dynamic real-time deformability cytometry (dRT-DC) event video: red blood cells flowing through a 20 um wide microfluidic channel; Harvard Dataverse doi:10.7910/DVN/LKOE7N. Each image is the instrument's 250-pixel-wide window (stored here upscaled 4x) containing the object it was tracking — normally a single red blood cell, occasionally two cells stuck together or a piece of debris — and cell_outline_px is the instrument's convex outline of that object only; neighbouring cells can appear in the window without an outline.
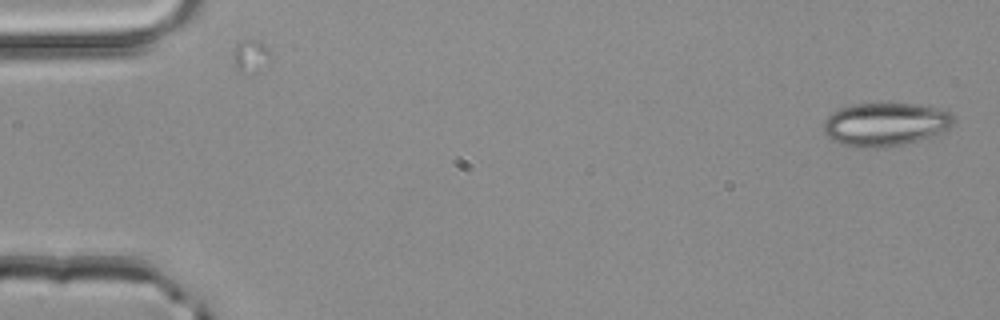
{"species": "common noctule bat (a hibernating species)", "species_latin": "Nyctalus noctula", "temperature_condition": "room temperature", "stored_images_in_passage": 4, "camera_frame_rate_fps": 3000, "um_per_image_px": 0.085, "animal": {"sex": "male", "body_mass_g": 20.4}, "frame": {"image": 1, "passage_image": 1, "time_ms": 0.0, "image_size_px": [1000, 320], "cell_outline_px": [[956, 120], [952, 128], [904, 144], [884, 148], [856, 148], [840, 144], [832, 140], [824, 132], [824, 120], [832, 112], [840, 108], [856, 104], [916, 104], [940, 108], [948, 112]], "centroid_in_image_um": [75.24, 10.58], "position_along_channel_um": 9.8, "area_um2": 32.89}}